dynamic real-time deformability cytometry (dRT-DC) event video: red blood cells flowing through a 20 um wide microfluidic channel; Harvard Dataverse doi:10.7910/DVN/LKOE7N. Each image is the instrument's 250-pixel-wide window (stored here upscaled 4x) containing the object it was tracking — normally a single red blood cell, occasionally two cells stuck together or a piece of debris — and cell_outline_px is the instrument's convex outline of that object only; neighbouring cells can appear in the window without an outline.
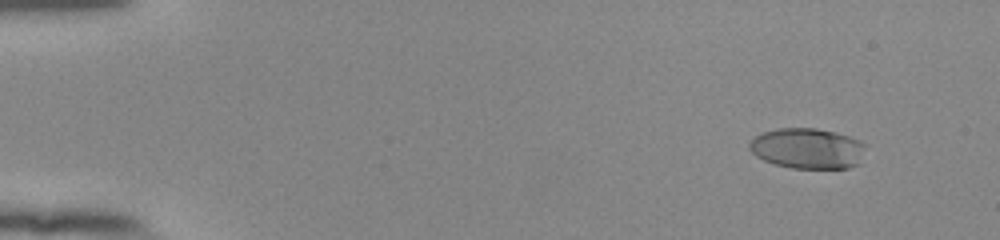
{"species": "human", "species_latin": "Homo sapiens", "temperature_condition": "room temperature", "stored_images_in_passage": 50, "camera_frame_rate_fps": 3000, "um_per_image_px": 0.085, "donor": {"sex": "female"}, "frame": {"image": 1, "passage_image": 1, "time_ms": 0.0, "image_size_px": [1000, 240], "cell_outline_px": [[864, 144], [860, 164], [848, 168], [792, 168], [776, 164], [764, 160], [756, 156], [748, 148], [748, 144], [756, 136], [764, 132], [780, 128], [816, 128], [836, 132], [860, 140]], "centroid_in_image_um": [68.64, 12.62], "position_along_channel_um": 16.4, "area_um2": 27.34}}
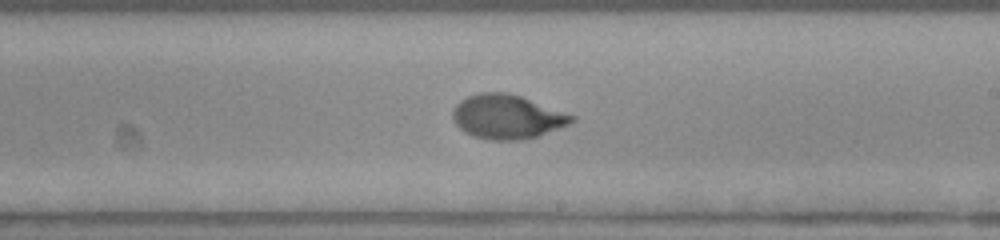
{"frame": {"image": 2, "passage_image": 29, "time_ms": 9.333, "image_size_px": [1000, 240], "cell_outline_px": [[576, 120], [568, 124], [536, 136], [524, 140], [488, 140], [472, 136], [464, 132], [456, 124], [452, 116], [452, 112], [456, 104], [460, 100], [468, 96], [480, 92], [508, 92], [520, 96], [576, 116]], "centroid_in_image_um": [43.07, 9.92], "position_along_channel_um": 245.9, "area_um2": 30.52}}
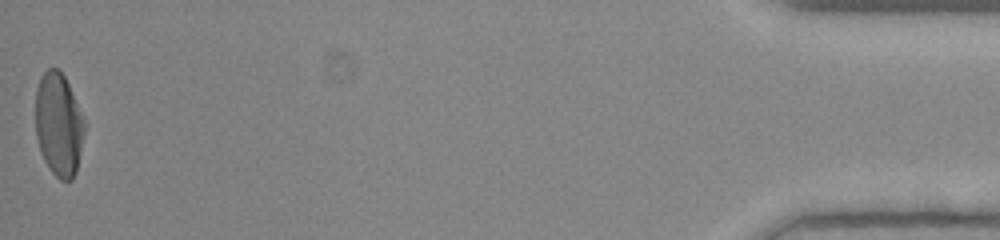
{"frame": {"image": 3, "passage_image": 50, "time_ms": 16.333, "image_size_px": [1000, 240], "cell_outline_px": [[84, 132], [76, 172], [72, 180], [60, 180], [52, 172], [44, 160], [40, 152], [36, 136], [36, 92], [40, 76], [48, 68], [56, 68], [64, 76], [68, 84], [84, 120]], "centroid_in_image_um": [4.97, 10.6], "position_along_channel_um": 430.2, "area_um2": 29.13}, "authors_computed_cell_mechanics": {"area_um2": 29.5647, "velocity_mm_per_s": 3.8993, "shape_relaxation_time_tau1_ms": 3.6961, "shape_relaxation_time_tau2_ms": null, "deformation_change_tau1": 0.2182, "deformation_change_tau2": null}}